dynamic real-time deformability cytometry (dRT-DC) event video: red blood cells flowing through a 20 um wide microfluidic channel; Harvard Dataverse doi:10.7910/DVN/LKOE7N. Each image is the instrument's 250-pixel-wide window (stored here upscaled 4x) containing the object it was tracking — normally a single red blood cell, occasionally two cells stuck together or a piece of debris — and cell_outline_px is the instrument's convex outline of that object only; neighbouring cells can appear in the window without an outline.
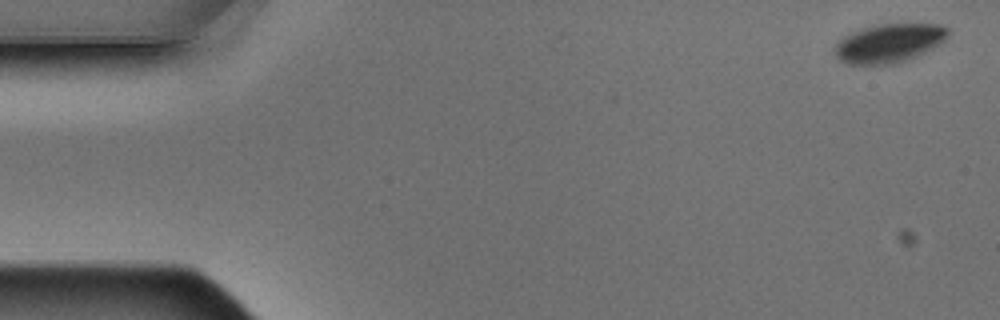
{"species": "Egyptian fruit bat (a non-hibernating species)", "species_latin": "Rousettus aegyptiacus", "temperature_condition": "warm", "stored_images_in_passage": 6, "segment_of_instrument_passage": [1, 2], "camera_frame_rate_fps": 3000, "um_per_image_px": 0.085, "animal": {"sex": "male"}, "frame": {"image": 1, "passage_image": 1, "time_ms": 0.0, "image_size_px": [1000, 320], "cell_outline_px": [[948, 36], [940, 44], [916, 56], [892, 64], [848, 64], [840, 60], [836, 56], [836, 44], [844, 36], [852, 32], [872, 24], [940, 24], [948, 28]], "centroid_in_image_um": [75.58, 3.65], "position_along_channel_um": 9.4, "area_um2": 25.37}}
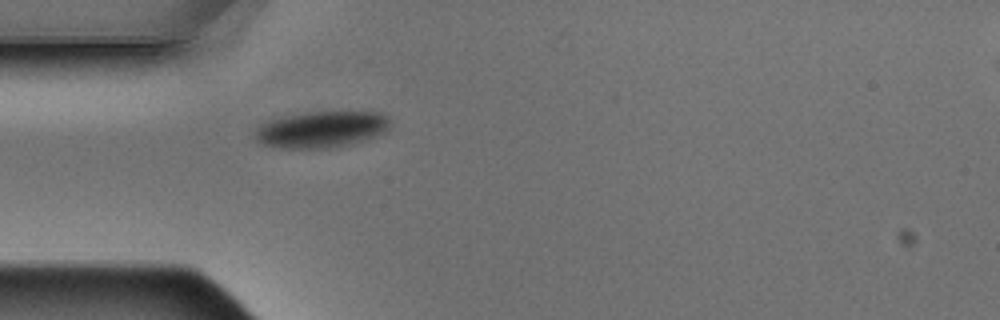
{"frame": {"image": 2, "passage_image": 5, "time_ms": 1.333, "image_size_px": [1000, 320], "cell_outline_px": [[392, 120], [388, 128], [384, 132], [348, 144], [328, 148], [280, 148], [260, 144], [252, 136], [256, 128], [260, 124], [268, 120], [280, 116], [308, 112], [380, 112], [388, 116]], "centroid_in_image_um": [27.24, 10.99], "position_along_channel_um": 57.8, "area_um2": 28.78}}